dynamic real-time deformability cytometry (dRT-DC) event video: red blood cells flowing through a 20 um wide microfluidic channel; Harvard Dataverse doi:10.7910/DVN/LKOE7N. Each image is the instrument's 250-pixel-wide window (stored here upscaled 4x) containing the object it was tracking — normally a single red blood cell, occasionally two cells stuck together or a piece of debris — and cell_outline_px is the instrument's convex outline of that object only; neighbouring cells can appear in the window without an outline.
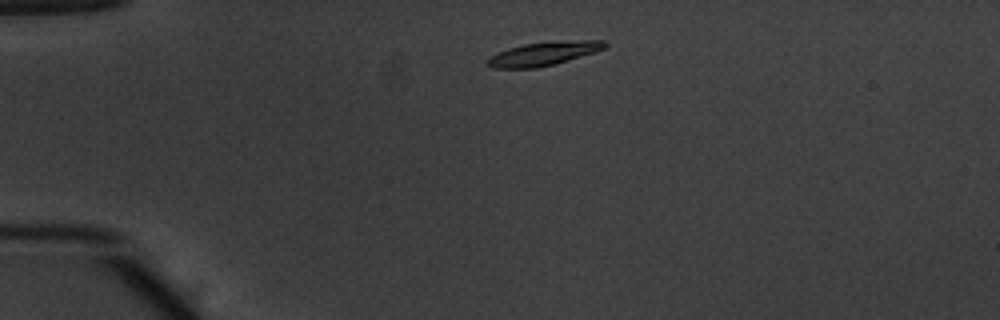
{"species": "common noctule bat (a hibernating species)", "species_latin": "Nyctalus noctula", "temperature_condition": "warm", "stored_images_in_passage": 45, "camera_frame_rate_fps": 3000, "um_per_image_px": 0.085, "animal": {"sex": "male", "body_mass_g": 20.1, "forearm_length_mm": 53.5}, "frame": {"image": 1, "passage_image": 4, "time_ms": 1.0, "image_size_px": [1000, 320], "cell_outline_px": [[608, 44], [604, 48], [596, 52], [556, 64], [536, 68], [492, 68], [484, 60], [508, 48], [524, 44], [580, 40], [604, 40]], "centroid_in_image_um": [46.23, 4.57], "position_along_channel_um": 38.8, "area_um2": 16.01}}
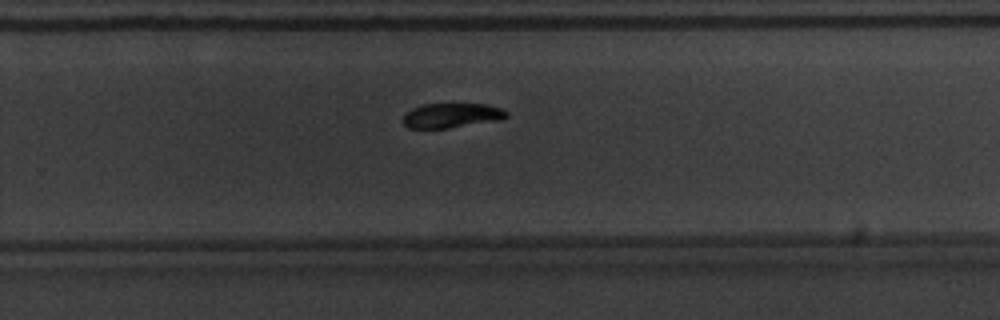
{"frame": {"image": 2, "passage_image": 27, "time_ms": 8.667, "image_size_px": [1000, 320], "cell_outline_px": [[508, 116], [500, 120], [448, 128], [408, 128], [404, 124], [404, 116], [412, 108], [424, 104], [488, 104], [500, 108], [508, 112]], "centroid_in_image_um": [38.42, 9.81], "position_along_channel_um": 291.4, "area_um2": 14.74}}
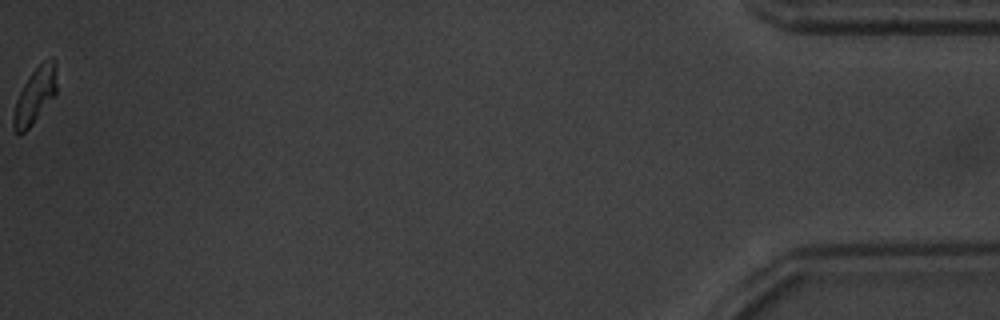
{"frame": {"image": 3, "passage_image": 45, "time_ms": 14.667, "image_size_px": [1000, 320], "cell_outline_px": [[56, 96], [32, 124], [24, 132], [16, 132], [12, 128], [12, 116], [16, 100], [24, 84], [32, 72], [44, 60], [52, 56], [56, 60]], "centroid_in_image_um": [2.99, 8.11], "position_along_channel_um": 432.2, "area_um2": 14.16}, "authors_computed_cell_mechanics": {"area_um2": 15.9528, "velocity_mm_per_s": 3.8438, "shape_relaxation_time_tau1_ms": 2.4919, "shape_relaxation_time_tau2_ms": null, "deformation_change_tau1": 0.1375, "deformation_change_tau2": null}}